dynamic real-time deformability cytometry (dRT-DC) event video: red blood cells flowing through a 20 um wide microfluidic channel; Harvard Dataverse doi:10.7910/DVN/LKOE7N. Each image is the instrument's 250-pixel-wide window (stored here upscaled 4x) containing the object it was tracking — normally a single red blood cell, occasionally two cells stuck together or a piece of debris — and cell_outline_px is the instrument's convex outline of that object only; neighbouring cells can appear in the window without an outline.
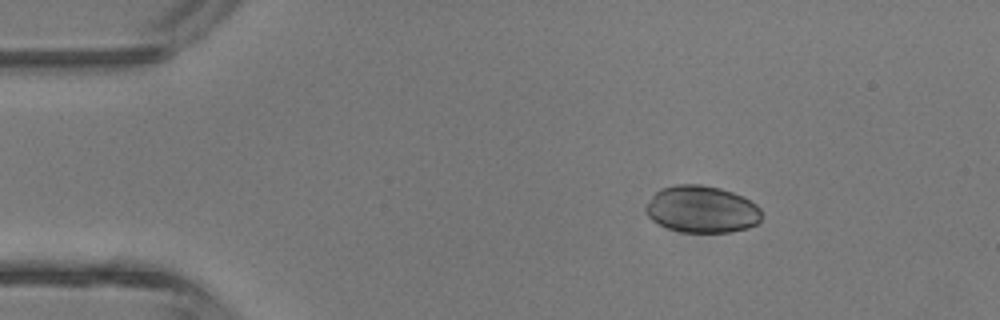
{"species": "common noctule bat (a hibernating species)", "species_latin": "Nyctalus noctula", "temperature_condition": "room temperature", "stored_images_in_passage": 4, "camera_frame_rate_fps": 3000, "um_per_image_px": 0.085, "animal": {"sex": "male", "body_mass_g": 13.3}, "frame": {"image": 1, "passage_image": 2, "time_ms": 1.0, "image_size_px": [1000, 320], "cell_outline_px": [[760, 220], [756, 224], [748, 228], [732, 232], [680, 232], [668, 228], [652, 220], [644, 212], [644, 204], [660, 188], [676, 184], [700, 184], [720, 188], [744, 196], [756, 204], [760, 208]], "centroid_in_image_um": [59.62, 17.78], "position_along_channel_um": 25.4, "area_um2": 32.02}}